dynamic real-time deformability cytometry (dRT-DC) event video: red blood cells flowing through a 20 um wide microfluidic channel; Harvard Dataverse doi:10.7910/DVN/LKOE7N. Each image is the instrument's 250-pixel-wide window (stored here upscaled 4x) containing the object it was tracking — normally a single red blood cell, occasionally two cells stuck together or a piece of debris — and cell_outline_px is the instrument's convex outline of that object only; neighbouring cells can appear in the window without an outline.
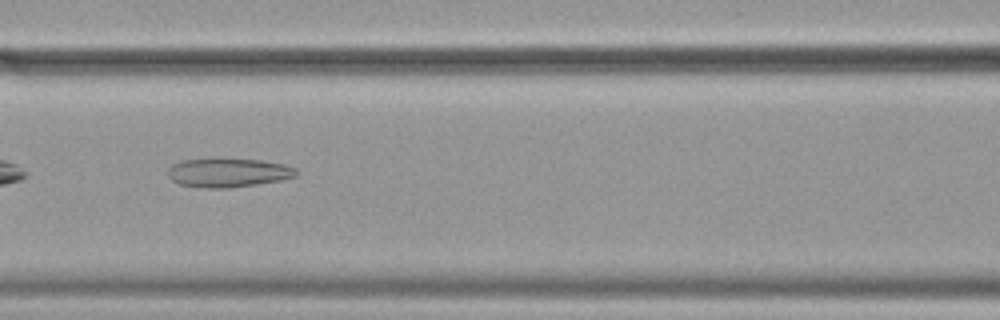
{"species": "common noctule bat (a hibernating species)", "species_latin": "Nyctalus noctula", "temperature_condition": "cold", "stored_images_in_passage": 10, "camera_frame_rate_fps": 3000, "um_per_image_px": 0.085, "animal": {"sex": "female", "body_mass_g": 19.9}, "frame": {"image": 1, "passage_image": 8, "time_ms": 2.333, "image_size_px": [1000, 320], "cell_outline_px": [[300, 172], [296, 176], [280, 180], [256, 184], [228, 188], [204, 188], [180, 184], [172, 180], [168, 176], [168, 168], [172, 164], [184, 160], [260, 160], [284, 164], [296, 168]], "centroid_in_image_um": [19.42, 14.7], "position_along_channel_um": 147.2, "area_um2": 21.21}}